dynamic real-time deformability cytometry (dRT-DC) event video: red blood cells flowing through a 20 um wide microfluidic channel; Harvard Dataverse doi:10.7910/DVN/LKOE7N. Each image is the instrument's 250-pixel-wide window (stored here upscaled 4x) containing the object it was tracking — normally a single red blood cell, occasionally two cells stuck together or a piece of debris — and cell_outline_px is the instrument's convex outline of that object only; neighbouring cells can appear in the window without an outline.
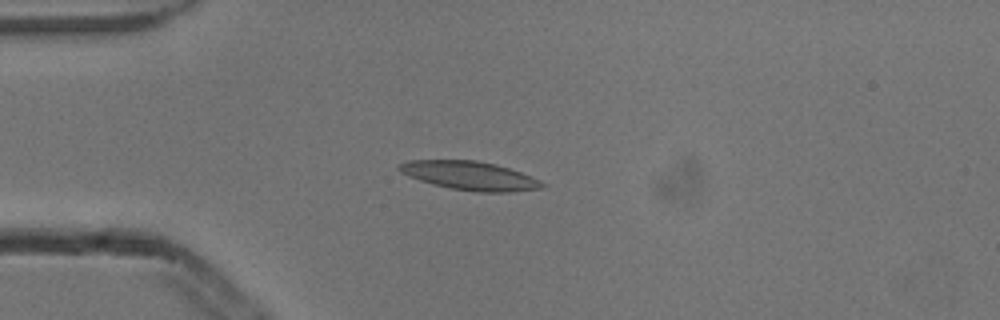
{"species": "common noctule bat (a hibernating species)", "species_latin": "Nyctalus noctula", "temperature_condition": "cold", "stored_images_in_passage": 4, "camera_frame_rate_fps": 3000, "um_per_image_px": 0.085, "animal": {"sex": "male", "body_mass_g": 13.3}, "frame": {"image": 1, "passage_image": 3, "time_ms": 0.667, "image_size_px": [1000, 320], "cell_outline_px": [[548, 184], [540, 188], [508, 192], [476, 192], [452, 188], [432, 184], [408, 176], [400, 172], [396, 168], [400, 164], [408, 160], [476, 160], [496, 164], [520, 172], [540, 180]], "centroid_in_image_um": [39.92, 14.93], "position_along_channel_um": 45.1, "area_um2": 23.81}}